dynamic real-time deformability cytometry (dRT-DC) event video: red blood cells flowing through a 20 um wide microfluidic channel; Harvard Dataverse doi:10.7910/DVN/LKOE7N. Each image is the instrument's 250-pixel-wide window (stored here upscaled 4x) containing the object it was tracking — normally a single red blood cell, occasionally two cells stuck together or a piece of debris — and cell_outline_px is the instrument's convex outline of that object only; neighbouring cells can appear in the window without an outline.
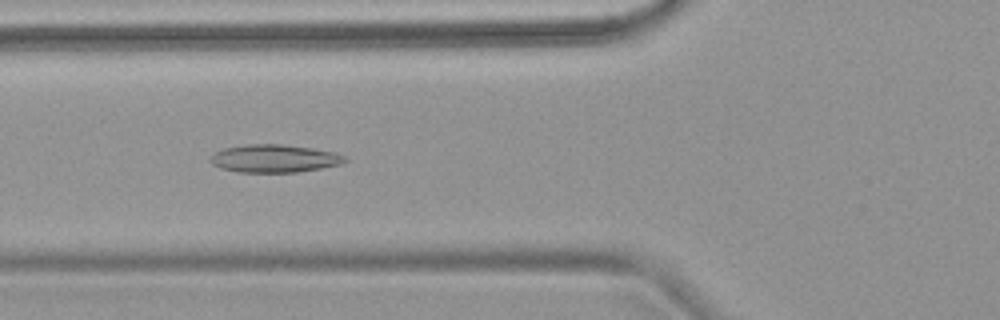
{"species": "common noctule bat (a hibernating species)", "species_latin": "Nyctalus noctula", "temperature_condition": "warm", "stored_images_in_passage": 4, "camera_frame_rate_fps": 3000, "um_per_image_px": 0.085, "animal": {"sex": "female", "body_mass_g": 18.4}, "frame": {"image": 1, "passage_image": 4, "time_ms": 3.333, "image_size_px": [1000, 320], "cell_outline_px": [[348, 160], [344, 164], [296, 172], [236, 172], [220, 168], [212, 164], [208, 160], [208, 156], [224, 148], [248, 144], [284, 144], [312, 148], [336, 152], [348, 156]], "centroid_in_image_um": [23.34, 13.47], "position_along_channel_um": 102.5, "area_um2": 22.2}}